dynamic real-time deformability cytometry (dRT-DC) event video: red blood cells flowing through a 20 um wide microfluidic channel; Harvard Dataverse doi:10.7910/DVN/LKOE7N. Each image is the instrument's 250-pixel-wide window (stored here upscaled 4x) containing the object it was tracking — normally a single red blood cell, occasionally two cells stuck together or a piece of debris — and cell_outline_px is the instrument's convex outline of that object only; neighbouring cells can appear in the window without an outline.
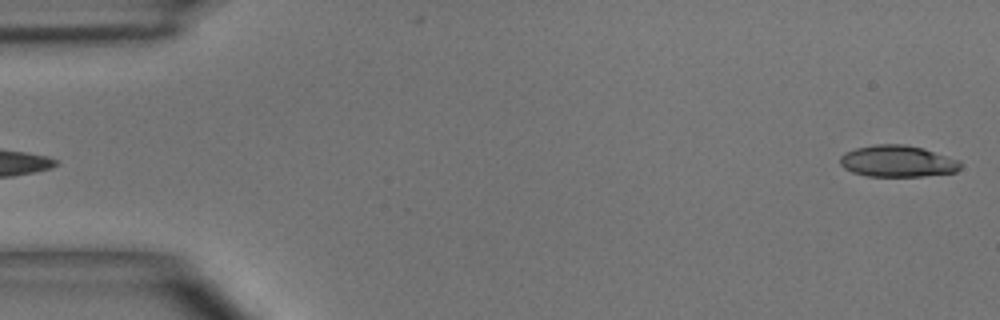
{"species": "common noctule bat (a hibernating species)", "species_latin": "Nyctalus noctula", "temperature_condition": "room temperature", "stored_images_in_passage": 5, "segment_of_instrument_passage": [2, 2], "camera_frame_rate_fps": 3000, "um_per_image_px": 0.085, "animal": {"sex": "male", "body_mass_g": 15.6}, "frame": {"image": 1, "passage_image": 5, "time_ms": 5.667, "image_size_px": [1000, 320], "cell_outline_px": [[960, 168], [956, 172], [924, 176], [868, 176], [852, 172], [844, 168], [840, 164], [840, 156], [844, 152], [856, 148], [876, 144], [904, 144], [920, 148], [960, 160]], "centroid_in_image_um": [76.26, 13.71], "position_along_channel_um": 8.7, "area_um2": 22.02}}